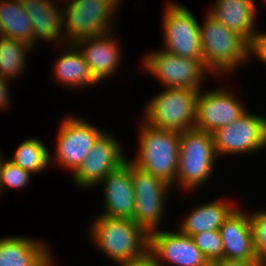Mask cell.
Instances as JSON below:
<instances>
[{
  "label": "cell",
  "instance_id": "obj_27",
  "mask_svg": "<svg viewBox=\"0 0 266 266\" xmlns=\"http://www.w3.org/2000/svg\"><path fill=\"white\" fill-rule=\"evenodd\" d=\"M191 238L209 263L224 258L223 242L219 231H205L192 235Z\"/></svg>",
  "mask_w": 266,
  "mask_h": 266
},
{
  "label": "cell",
  "instance_id": "obj_15",
  "mask_svg": "<svg viewBox=\"0 0 266 266\" xmlns=\"http://www.w3.org/2000/svg\"><path fill=\"white\" fill-rule=\"evenodd\" d=\"M114 31L77 41L75 45L81 51L90 67L91 74L101 84L111 78L121 67L122 47Z\"/></svg>",
  "mask_w": 266,
  "mask_h": 266
},
{
  "label": "cell",
  "instance_id": "obj_18",
  "mask_svg": "<svg viewBox=\"0 0 266 266\" xmlns=\"http://www.w3.org/2000/svg\"><path fill=\"white\" fill-rule=\"evenodd\" d=\"M32 236L0 238V266H55L51 247Z\"/></svg>",
  "mask_w": 266,
  "mask_h": 266
},
{
  "label": "cell",
  "instance_id": "obj_28",
  "mask_svg": "<svg viewBox=\"0 0 266 266\" xmlns=\"http://www.w3.org/2000/svg\"><path fill=\"white\" fill-rule=\"evenodd\" d=\"M253 213V214H252ZM257 261L266 265V210L249 211Z\"/></svg>",
  "mask_w": 266,
  "mask_h": 266
},
{
  "label": "cell",
  "instance_id": "obj_7",
  "mask_svg": "<svg viewBox=\"0 0 266 266\" xmlns=\"http://www.w3.org/2000/svg\"><path fill=\"white\" fill-rule=\"evenodd\" d=\"M142 59V70L154 77L163 88L204 89L205 78L213 74L206 68L203 59L180 57L164 51L151 50Z\"/></svg>",
  "mask_w": 266,
  "mask_h": 266
},
{
  "label": "cell",
  "instance_id": "obj_21",
  "mask_svg": "<svg viewBox=\"0 0 266 266\" xmlns=\"http://www.w3.org/2000/svg\"><path fill=\"white\" fill-rule=\"evenodd\" d=\"M60 50L63 53H59L61 56L57 55L58 57L52 66V81L71 90L97 87L99 82L91 74L90 67L78 47L75 44H64L61 45Z\"/></svg>",
  "mask_w": 266,
  "mask_h": 266
},
{
  "label": "cell",
  "instance_id": "obj_33",
  "mask_svg": "<svg viewBox=\"0 0 266 266\" xmlns=\"http://www.w3.org/2000/svg\"><path fill=\"white\" fill-rule=\"evenodd\" d=\"M4 37L3 31H2V25H1V20H0V38Z\"/></svg>",
  "mask_w": 266,
  "mask_h": 266
},
{
  "label": "cell",
  "instance_id": "obj_31",
  "mask_svg": "<svg viewBox=\"0 0 266 266\" xmlns=\"http://www.w3.org/2000/svg\"><path fill=\"white\" fill-rule=\"evenodd\" d=\"M117 266H156L154 258L150 252L140 258L128 261L116 262Z\"/></svg>",
  "mask_w": 266,
  "mask_h": 266
},
{
  "label": "cell",
  "instance_id": "obj_1",
  "mask_svg": "<svg viewBox=\"0 0 266 266\" xmlns=\"http://www.w3.org/2000/svg\"><path fill=\"white\" fill-rule=\"evenodd\" d=\"M205 14L204 22L200 23L203 62L214 78L232 77L239 67L250 63L249 43L208 12Z\"/></svg>",
  "mask_w": 266,
  "mask_h": 266
},
{
  "label": "cell",
  "instance_id": "obj_30",
  "mask_svg": "<svg viewBox=\"0 0 266 266\" xmlns=\"http://www.w3.org/2000/svg\"><path fill=\"white\" fill-rule=\"evenodd\" d=\"M11 80L4 79L0 76V110H8L11 104V93L9 83ZM10 102V103H9Z\"/></svg>",
  "mask_w": 266,
  "mask_h": 266
},
{
  "label": "cell",
  "instance_id": "obj_29",
  "mask_svg": "<svg viewBox=\"0 0 266 266\" xmlns=\"http://www.w3.org/2000/svg\"><path fill=\"white\" fill-rule=\"evenodd\" d=\"M258 58L266 65V31L255 33L252 41L249 43V58Z\"/></svg>",
  "mask_w": 266,
  "mask_h": 266
},
{
  "label": "cell",
  "instance_id": "obj_17",
  "mask_svg": "<svg viewBox=\"0 0 266 266\" xmlns=\"http://www.w3.org/2000/svg\"><path fill=\"white\" fill-rule=\"evenodd\" d=\"M224 258L245 262H258L254 250L253 230L249 211L238 206L219 228Z\"/></svg>",
  "mask_w": 266,
  "mask_h": 266
},
{
  "label": "cell",
  "instance_id": "obj_32",
  "mask_svg": "<svg viewBox=\"0 0 266 266\" xmlns=\"http://www.w3.org/2000/svg\"><path fill=\"white\" fill-rule=\"evenodd\" d=\"M214 266H263L259 262H245L239 260H229L222 258L213 262Z\"/></svg>",
  "mask_w": 266,
  "mask_h": 266
},
{
  "label": "cell",
  "instance_id": "obj_3",
  "mask_svg": "<svg viewBox=\"0 0 266 266\" xmlns=\"http://www.w3.org/2000/svg\"><path fill=\"white\" fill-rule=\"evenodd\" d=\"M139 122L136 156L128 160L173 186L178 173L180 133L151 127L142 119Z\"/></svg>",
  "mask_w": 266,
  "mask_h": 266
},
{
  "label": "cell",
  "instance_id": "obj_34",
  "mask_svg": "<svg viewBox=\"0 0 266 266\" xmlns=\"http://www.w3.org/2000/svg\"><path fill=\"white\" fill-rule=\"evenodd\" d=\"M3 159H4L3 153L0 152V168H1V165H2Z\"/></svg>",
  "mask_w": 266,
  "mask_h": 266
},
{
  "label": "cell",
  "instance_id": "obj_9",
  "mask_svg": "<svg viewBox=\"0 0 266 266\" xmlns=\"http://www.w3.org/2000/svg\"><path fill=\"white\" fill-rule=\"evenodd\" d=\"M66 117V118H65ZM59 126L51 164H58L73 175L98 138L106 131L78 115H65ZM54 162V163H53Z\"/></svg>",
  "mask_w": 266,
  "mask_h": 266
},
{
  "label": "cell",
  "instance_id": "obj_5",
  "mask_svg": "<svg viewBox=\"0 0 266 266\" xmlns=\"http://www.w3.org/2000/svg\"><path fill=\"white\" fill-rule=\"evenodd\" d=\"M66 44L115 31V16L124 0H62ZM65 6V7H64ZM115 27V29H114Z\"/></svg>",
  "mask_w": 266,
  "mask_h": 266
},
{
  "label": "cell",
  "instance_id": "obj_4",
  "mask_svg": "<svg viewBox=\"0 0 266 266\" xmlns=\"http://www.w3.org/2000/svg\"><path fill=\"white\" fill-rule=\"evenodd\" d=\"M217 157L211 133L196 128L181 132L178 173L172 187L188 193L202 188L216 171Z\"/></svg>",
  "mask_w": 266,
  "mask_h": 266
},
{
  "label": "cell",
  "instance_id": "obj_23",
  "mask_svg": "<svg viewBox=\"0 0 266 266\" xmlns=\"http://www.w3.org/2000/svg\"><path fill=\"white\" fill-rule=\"evenodd\" d=\"M0 20L4 37L27 42L34 47L31 18L21 0H0Z\"/></svg>",
  "mask_w": 266,
  "mask_h": 266
},
{
  "label": "cell",
  "instance_id": "obj_16",
  "mask_svg": "<svg viewBox=\"0 0 266 266\" xmlns=\"http://www.w3.org/2000/svg\"><path fill=\"white\" fill-rule=\"evenodd\" d=\"M98 186H102L103 190V211L98 215L112 218H133L135 195L129 160L116 171L109 173Z\"/></svg>",
  "mask_w": 266,
  "mask_h": 266
},
{
  "label": "cell",
  "instance_id": "obj_6",
  "mask_svg": "<svg viewBox=\"0 0 266 266\" xmlns=\"http://www.w3.org/2000/svg\"><path fill=\"white\" fill-rule=\"evenodd\" d=\"M163 91L145 103L142 120L149 126L177 131L195 128L197 98L200 90L162 88Z\"/></svg>",
  "mask_w": 266,
  "mask_h": 266
},
{
  "label": "cell",
  "instance_id": "obj_10",
  "mask_svg": "<svg viewBox=\"0 0 266 266\" xmlns=\"http://www.w3.org/2000/svg\"><path fill=\"white\" fill-rule=\"evenodd\" d=\"M131 178L135 195L132 220L148 233L161 229L166 215V200L174 188L165 180L137 168L132 163Z\"/></svg>",
  "mask_w": 266,
  "mask_h": 266
},
{
  "label": "cell",
  "instance_id": "obj_11",
  "mask_svg": "<svg viewBox=\"0 0 266 266\" xmlns=\"http://www.w3.org/2000/svg\"><path fill=\"white\" fill-rule=\"evenodd\" d=\"M248 111L211 133L218 157L254 154L266 149V116Z\"/></svg>",
  "mask_w": 266,
  "mask_h": 266
},
{
  "label": "cell",
  "instance_id": "obj_12",
  "mask_svg": "<svg viewBox=\"0 0 266 266\" xmlns=\"http://www.w3.org/2000/svg\"><path fill=\"white\" fill-rule=\"evenodd\" d=\"M122 148V143L115 135L105 131L72 175L75 186L82 190L96 188L109 173L116 171L128 160Z\"/></svg>",
  "mask_w": 266,
  "mask_h": 266
},
{
  "label": "cell",
  "instance_id": "obj_25",
  "mask_svg": "<svg viewBox=\"0 0 266 266\" xmlns=\"http://www.w3.org/2000/svg\"><path fill=\"white\" fill-rule=\"evenodd\" d=\"M8 160L34 175L51 166V153L42 140L29 137L19 143L13 156Z\"/></svg>",
  "mask_w": 266,
  "mask_h": 266
},
{
  "label": "cell",
  "instance_id": "obj_35",
  "mask_svg": "<svg viewBox=\"0 0 266 266\" xmlns=\"http://www.w3.org/2000/svg\"><path fill=\"white\" fill-rule=\"evenodd\" d=\"M260 2H262V4H265L266 5V0H260Z\"/></svg>",
  "mask_w": 266,
  "mask_h": 266
},
{
  "label": "cell",
  "instance_id": "obj_13",
  "mask_svg": "<svg viewBox=\"0 0 266 266\" xmlns=\"http://www.w3.org/2000/svg\"><path fill=\"white\" fill-rule=\"evenodd\" d=\"M164 229L149 233V252L156 266H207L209 264L191 236L176 229L174 231Z\"/></svg>",
  "mask_w": 266,
  "mask_h": 266
},
{
  "label": "cell",
  "instance_id": "obj_24",
  "mask_svg": "<svg viewBox=\"0 0 266 266\" xmlns=\"http://www.w3.org/2000/svg\"><path fill=\"white\" fill-rule=\"evenodd\" d=\"M34 47L21 40L0 38V76L12 80L24 74L27 68V55ZM30 52V53H29Z\"/></svg>",
  "mask_w": 266,
  "mask_h": 266
},
{
  "label": "cell",
  "instance_id": "obj_22",
  "mask_svg": "<svg viewBox=\"0 0 266 266\" xmlns=\"http://www.w3.org/2000/svg\"><path fill=\"white\" fill-rule=\"evenodd\" d=\"M240 203L229 200L228 198H218L197 204L189 213L181 218L178 230L187 236H192L205 231L217 230L229 217V215L238 207Z\"/></svg>",
  "mask_w": 266,
  "mask_h": 266
},
{
  "label": "cell",
  "instance_id": "obj_36",
  "mask_svg": "<svg viewBox=\"0 0 266 266\" xmlns=\"http://www.w3.org/2000/svg\"><path fill=\"white\" fill-rule=\"evenodd\" d=\"M207 266H214V264L213 263H209Z\"/></svg>",
  "mask_w": 266,
  "mask_h": 266
},
{
  "label": "cell",
  "instance_id": "obj_20",
  "mask_svg": "<svg viewBox=\"0 0 266 266\" xmlns=\"http://www.w3.org/2000/svg\"><path fill=\"white\" fill-rule=\"evenodd\" d=\"M208 9L210 15L242 36L248 43L258 31L255 22L258 17L255 0H214Z\"/></svg>",
  "mask_w": 266,
  "mask_h": 266
},
{
  "label": "cell",
  "instance_id": "obj_2",
  "mask_svg": "<svg viewBox=\"0 0 266 266\" xmlns=\"http://www.w3.org/2000/svg\"><path fill=\"white\" fill-rule=\"evenodd\" d=\"M91 223L90 240L113 263L134 260L149 252V233L132 219L97 214Z\"/></svg>",
  "mask_w": 266,
  "mask_h": 266
},
{
  "label": "cell",
  "instance_id": "obj_26",
  "mask_svg": "<svg viewBox=\"0 0 266 266\" xmlns=\"http://www.w3.org/2000/svg\"><path fill=\"white\" fill-rule=\"evenodd\" d=\"M32 174L4 158L0 168V196L7 188L20 190L29 186Z\"/></svg>",
  "mask_w": 266,
  "mask_h": 266
},
{
  "label": "cell",
  "instance_id": "obj_8",
  "mask_svg": "<svg viewBox=\"0 0 266 266\" xmlns=\"http://www.w3.org/2000/svg\"><path fill=\"white\" fill-rule=\"evenodd\" d=\"M162 48L180 57L203 59L200 23L180 2L168 1L162 12Z\"/></svg>",
  "mask_w": 266,
  "mask_h": 266
},
{
  "label": "cell",
  "instance_id": "obj_19",
  "mask_svg": "<svg viewBox=\"0 0 266 266\" xmlns=\"http://www.w3.org/2000/svg\"><path fill=\"white\" fill-rule=\"evenodd\" d=\"M60 3V0H21L23 9L31 18L34 47L40 41L56 44L59 48L66 44Z\"/></svg>",
  "mask_w": 266,
  "mask_h": 266
},
{
  "label": "cell",
  "instance_id": "obj_14",
  "mask_svg": "<svg viewBox=\"0 0 266 266\" xmlns=\"http://www.w3.org/2000/svg\"><path fill=\"white\" fill-rule=\"evenodd\" d=\"M226 86L200 90L197 98L195 128L213 133L243 115L248 107ZM237 96V97H236Z\"/></svg>",
  "mask_w": 266,
  "mask_h": 266
}]
</instances>
